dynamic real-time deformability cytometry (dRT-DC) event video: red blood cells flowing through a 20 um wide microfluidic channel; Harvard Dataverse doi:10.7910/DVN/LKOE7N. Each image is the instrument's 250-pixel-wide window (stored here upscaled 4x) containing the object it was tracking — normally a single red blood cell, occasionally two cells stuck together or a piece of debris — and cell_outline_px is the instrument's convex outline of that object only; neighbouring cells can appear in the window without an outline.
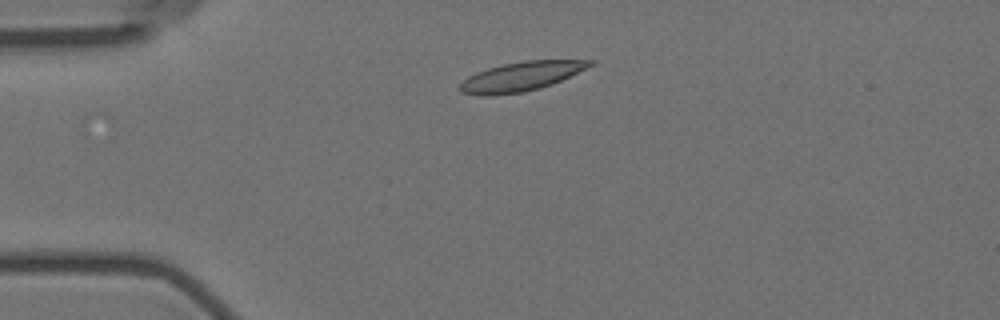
{"species": "Egyptian fruit bat (a non-hibernating species)", "species_latin": "Rousettus aegyptiacus", "temperature_condition": "room temperature", "stored_images_in_passage": 4, "camera_frame_rate_fps": 3000, "um_per_image_px": 0.085, "animal": {"sex": "female"}, "frame": {"image": 1, "passage_image": 3, "time_ms": 2.333, "image_size_px": [1000, 320], "cell_outline_px": [[596, 60], [592, 64], [552, 84], [540, 88], [524, 92], [492, 96], [476, 96], [460, 92], [460, 84], [468, 76], [476, 72], [488, 68], [504, 64], [524, 60]], "centroid_in_image_um": [44.21, 6.52], "position_along_channel_um": 40.8, "area_um2": 21.96}}